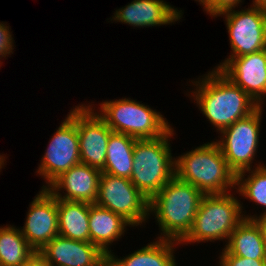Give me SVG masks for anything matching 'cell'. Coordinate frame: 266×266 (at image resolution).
Returning a JSON list of instances; mask_svg holds the SVG:
<instances>
[{
	"label": "cell",
	"mask_w": 266,
	"mask_h": 266,
	"mask_svg": "<svg viewBox=\"0 0 266 266\" xmlns=\"http://www.w3.org/2000/svg\"><path fill=\"white\" fill-rule=\"evenodd\" d=\"M23 266H51L49 262L36 252Z\"/></svg>",
	"instance_id": "4316f807"
},
{
	"label": "cell",
	"mask_w": 266,
	"mask_h": 266,
	"mask_svg": "<svg viewBox=\"0 0 266 266\" xmlns=\"http://www.w3.org/2000/svg\"><path fill=\"white\" fill-rule=\"evenodd\" d=\"M101 173L98 168L80 163L63 172L47 189L56 199L93 204L97 198Z\"/></svg>",
	"instance_id": "2e32d148"
},
{
	"label": "cell",
	"mask_w": 266,
	"mask_h": 266,
	"mask_svg": "<svg viewBox=\"0 0 266 266\" xmlns=\"http://www.w3.org/2000/svg\"><path fill=\"white\" fill-rule=\"evenodd\" d=\"M234 192L204 195L192 227L180 245L223 241L227 244L231 233L244 220L243 202ZM235 195V196H234Z\"/></svg>",
	"instance_id": "5b68a950"
},
{
	"label": "cell",
	"mask_w": 266,
	"mask_h": 266,
	"mask_svg": "<svg viewBox=\"0 0 266 266\" xmlns=\"http://www.w3.org/2000/svg\"><path fill=\"white\" fill-rule=\"evenodd\" d=\"M184 10H178L165 0H133L116 9L108 20L134 28L159 27L175 24L183 18ZM181 19V20H180Z\"/></svg>",
	"instance_id": "5bb4252c"
},
{
	"label": "cell",
	"mask_w": 266,
	"mask_h": 266,
	"mask_svg": "<svg viewBox=\"0 0 266 266\" xmlns=\"http://www.w3.org/2000/svg\"><path fill=\"white\" fill-rule=\"evenodd\" d=\"M244 0H206L205 1V12L207 15H209L211 18L215 17L219 13H222L226 10L233 9L238 6L241 8V3H243Z\"/></svg>",
	"instance_id": "484cf974"
},
{
	"label": "cell",
	"mask_w": 266,
	"mask_h": 266,
	"mask_svg": "<svg viewBox=\"0 0 266 266\" xmlns=\"http://www.w3.org/2000/svg\"><path fill=\"white\" fill-rule=\"evenodd\" d=\"M88 104L113 132L123 133L136 139L161 137L173 127L162 113L130 97L103 100L98 104V110L95 107L98 105L93 101Z\"/></svg>",
	"instance_id": "8992f818"
},
{
	"label": "cell",
	"mask_w": 266,
	"mask_h": 266,
	"mask_svg": "<svg viewBox=\"0 0 266 266\" xmlns=\"http://www.w3.org/2000/svg\"><path fill=\"white\" fill-rule=\"evenodd\" d=\"M175 175L204 195L225 194L236 189V174L214 140L176 156Z\"/></svg>",
	"instance_id": "3957f363"
},
{
	"label": "cell",
	"mask_w": 266,
	"mask_h": 266,
	"mask_svg": "<svg viewBox=\"0 0 266 266\" xmlns=\"http://www.w3.org/2000/svg\"><path fill=\"white\" fill-rule=\"evenodd\" d=\"M35 253L20 227L11 224L0 226V266H23Z\"/></svg>",
	"instance_id": "603a6c76"
},
{
	"label": "cell",
	"mask_w": 266,
	"mask_h": 266,
	"mask_svg": "<svg viewBox=\"0 0 266 266\" xmlns=\"http://www.w3.org/2000/svg\"><path fill=\"white\" fill-rule=\"evenodd\" d=\"M223 17L227 27L230 55L239 57L266 49V16L255 6L229 9L215 16Z\"/></svg>",
	"instance_id": "30bf717a"
},
{
	"label": "cell",
	"mask_w": 266,
	"mask_h": 266,
	"mask_svg": "<svg viewBox=\"0 0 266 266\" xmlns=\"http://www.w3.org/2000/svg\"><path fill=\"white\" fill-rule=\"evenodd\" d=\"M252 221L258 226L261 238L266 247V215L255 217Z\"/></svg>",
	"instance_id": "83f0119b"
},
{
	"label": "cell",
	"mask_w": 266,
	"mask_h": 266,
	"mask_svg": "<svg viewBox=\"0 0 266 266\" xmlns=\"http://www.w3.org/2000/svg\"><path fill=\"white\" fill-rule=\"evenodd\" d=\"M204 194L176 175L149 200V218L159 227L156 239L181 242L189 233ZM152 215V217H151Z\"/></svg>",
	"instance_id": "7a4b0ae2"
},
{
	"label": "cell",
	"mask_w": 266,
	"mask_h": 266,
	"mask_svg": "<svg viewBox=\"0 0 266 266\" xmlns=\"http://www.w3.org/2000/svg\"><path fill=\"white\" fill-rule=\"evenodd\" d=\"M219 63L214 66L215 69L245 91L259 106L265 107L266 49L239 57H226Z\"/></svg>",
	"instance_id": "8fae6325"
},
{
	"label": "cell",
	"mask_w": 266,
	"mask_h": 266,
	"mask_svg": "<svg viewBox=\"0 0 266 266\" xmlns=\"http://www.w3.org/2000/svg\"><path fill=\"white\" fill-rule=\"evenodd\" d=\"M189 83L194 89H190L186 95L196 103V107L218 134L259 107L218 69H210L191 82L189 79Z\"/></svg>",
	"instance_id": "6da1fadb"
},
{
	"label": "cell",
	"mask_w": 266,
	"mask_h": 266,
	"mask_svg": "<svg viewBox=\"0 0 266 266\" xmlns=\"http://www.w3.org/2000/svg\"><path fill=\"white\" fill-rule=\"evenodd\" d=\"M248 174V175H247ZM247 176V177H246ZM241 199L255 203V206L262 208V212L258 215H251L243 211L244 219H254L266 215V165L258 168L246 170L236 175V190Z\"/></svg>",
	"instance_id": "7402d4cb"
},
{
	"label": "cell",
	"mask_w": 266,
	"mask_h": 266,
	"mask_svg": "<svg viewBox=\"0 0 266 266\" xmlns=\"http://www.w3.org/2000/svg\"><path fill=\"white\" fill-rule=\"evenodd\" d=\"M127 227L131 228L133 226L121 215L95 203H90V242L107 256L113 252L110 246L116 244L115 241H119L124 237V234H127Z\"/></svg>",
	"instance_id": "e0dca14e"
},
{
	"label": "cell",
	"mask_w": 266,
	"mask_h": 266,
	"mask_svg": "<svg viewBox=\"0 0 266 266\" xmlns=\"http://www.w3.org/2000/svg\"><path fill=\"white\" fill-rule=\"evenodd\" d=\"M263 107L259 106L250 115L222 130L219 133L220 136H217L218 139H214L228 166L236 175L266 165L256 161L262 131L260 128H262L261 123L265 111Z\"/></svg>",
	"instance_id": "52a82bcc"
},
{
	"label": "cell",
	"mask_w": 266,
	"mask_h": 266,
	"mask_svg": "<svg viewBox=\"0 0 266 266\" xmlns=\"http://www.w3.org/2000/svg\"><path fill=\"white\" fill-rule=\"evenodd\" d=\"M52 135L35 171L45 182L42 188H47L63 172L81 163L76 105Z\"/></svg>",
	"instance_id": "ba28073f"
},
{
	"label": "cell",
	"mask_w": 266,
	"mask_h": 266,
	"mask_svg": "<svg viewBox=\"0 0 266 266\" xmlns=\"http://www.w3.org/2000/svg\"><path fill=\"white\" fill-rule=\"evenodd\" d=\"M251 5L257 7L266 16V0H252Z\"/></svg>",
	"instance_id": "f1b7e54d"
},
{
	"label": "cell",
	"mask_w": 266,
	"mask_h": 266,
	"mask_svg": "<svg viewBox=\"0 0 266 266\" xmlns=\"http://www.w3.org/2000/svg\"><path fill=\"white\" fill-rule=\"evenodd\" d=\"M10 27L11 26L7 22H0V62L2 63V60L7 59L11 54H14V48L16 47L14 44V37H12L13 32H11Z\"/></svg>",
	"instance_id": "d4e9b609"
},
{
	"label": "cell",
	"mask_w": 266,
	"mask_h": 266,
	"mask_svg": "<svg viewBox=\"0 0 266 266\" xmlns=\"http://www.w3.org/2000/svg\"><path fill=\"white\" fill-rule=\"evenodd\" d=\"M196 3L198 2L200 6H203V12H205V1L206 0H194Z\"/></svg>",
	"instance_id": "4dcf8cb0"
},
{
	"label": "cell",
	"mask_w": 266,
	"mask_h": 266,
	"mask_svg": "<svg viewBox=\"0 0 266 266\" xmlns=\"http://www.w3.org/2000/svg\"><path fill=\"white\" fill-rule=\"evenodd\" d=\"M59 235L72 240L90 242V203L57 199Z\"/></svg>",
	"instance_id": "d6986e66"
},
{
	"label": "cell",
	"mask_w": 266,
	"mask_h": 266,
	"mask_svg": "<svg viewBox=\"0 0 266 266\" xmlns=\"http://www.w3.org/2000/svg\"><path fill=\"white\" fill-rule=\"evenodd\" d=\"M178 245L176 241L155 238L153 242L120 258L112 252L107 266H178L175 257Z\"/></svg>",
	"instance_id": "ac0fdd59"
},
{
	"label": "cell",
	"mask_w": 266,
	"mask_h": 266,
	"mask_svg": "<svg viewBox=\"0 0 266 266\" xmlns=\"http://www.w3.org/2000/svg\"><path fill=\"white\" fill-rule=\"evenodd\" d=\"M58 223L57 199L47 188L41 187L29 204L21 233L27 243L39 252L59 235Z\"/></svg>",
	"instance_id": "4fadbf2b"
},
{
	"label": "cell",
	"mask_w": 266,
	"mask_h": 266,
	"mask_svg": "<svg viewBox=\"0 0 266 266\" xmlns=\"http://www.w3.org/2000/svg\"><path fill=\"white\" fill-rule=\"evenodd\" d=\"M172 127L165 135L153 139H136L130 180L150 200L175 176V156L171 139Z\"/></svg>",
	"instance_id": "277c9868"
},
{
	"label": "cell",
	"mask_w": 266,
	"mask_h": 266,
	"mask_svg": "<svg viewBox=\"0 0 266 266\" xmlns=\"http://www.w3.org/2000/svg\"><path fill=\"white\" fill-rule=\"evenodd\" d=\"M77 105V130L80 162L102 170L106 161L107 145L113 132L88 104Z\"/></svg>",
	"instance_id": "7c38bea8"
},
{
	"label": "cell",
	"mask_w": 266,
	"mask_h": 266,
	"mask_svg": "<svg viewBox=\"0 0 266 266\" xmlns=\"http://www.w3.org/2000/svg\"><path fill=\"white\" fill-rule=\"evenodd\" d=\"M51 266H107L108 256L91 242L57 235L39 252Z\"/></svg>",
	"instance_id": "9a60e30c"
},
{
	"label": "cell",
	"mask_w": 266,
	"mask_h": 266,
	"mask_svg": "<svg viewBox=\"0 0 266 266\" xmlns=\"http://www.w3.org/2000/svg\"><path fill=\"white\" fill-rule=\"evenodd\" d=\"M2 153H0V172L2 171V169L3 168H5L4 166H5V164H6V159H7V153H6V155L5 154H2Z\"/></svg>",
	"instance_id": "f546056e"
},
{
	"label": "cell",
	"mask_w": 266,
	"mask_h": 266,
	"mask_svg": "<svg viewBox=\"0 0 266 266\" xmlns=\"http://www.w3.org/2000/svg\"><path fill=\"white\" fill-rule=\"evenodd\" d=\"M218 266H266V260L247 259L231 255L224 247L220 249Z\"/></svg>",
	"instance_id": "cb8c5ba5"
},
{
	"label": "cell",
	"mask_w": 266,
	"mask_h": 266,
	"mask_svg": "<svg viewBox=\"0 0 266 266\" xmlns=\"http://www.w3.org/2000/svg\"><path fill=\"white\" fill-rule=\"evenodd\" d=\"M136 138L123 133L110 134L106 161L101 170L107 174L130 179L133 166V150Z\"/></svg>",
	"instance_id": "44dd1931"
},
{
	"label": "cell",
	"mask_w": 266,
	"mask_h": 266,
	"mask_svg": "<svg viewBox=\"0 0 266 266\" xmlns=\"http://www.w3.org/2000/svg\"><path fill=\"white\" fill-rule=\"evenodd\" d=\"M231 255L247 259L266 260V247L258 226L250 219H244L231 233L223 246Z\"/></svg>",
	"instance_id": "ffe728a7"
},
{
	"label": "cell",
	"mask_w": 266,
	"mask_h": 266,
	"mask_svg": "<svg viewBox=\"0 0 266 266\" xmlns=\"http://www.w3.org/2000/svg\"><path fill=\"white\" fill-rule=\"evenodd\" d=\"M95 204L121 215L133 228H145L150 221L149 200L127 178L102 172Z\"/></svg>",
	"instance_id": "9c48e42d"
}]
</instances>
